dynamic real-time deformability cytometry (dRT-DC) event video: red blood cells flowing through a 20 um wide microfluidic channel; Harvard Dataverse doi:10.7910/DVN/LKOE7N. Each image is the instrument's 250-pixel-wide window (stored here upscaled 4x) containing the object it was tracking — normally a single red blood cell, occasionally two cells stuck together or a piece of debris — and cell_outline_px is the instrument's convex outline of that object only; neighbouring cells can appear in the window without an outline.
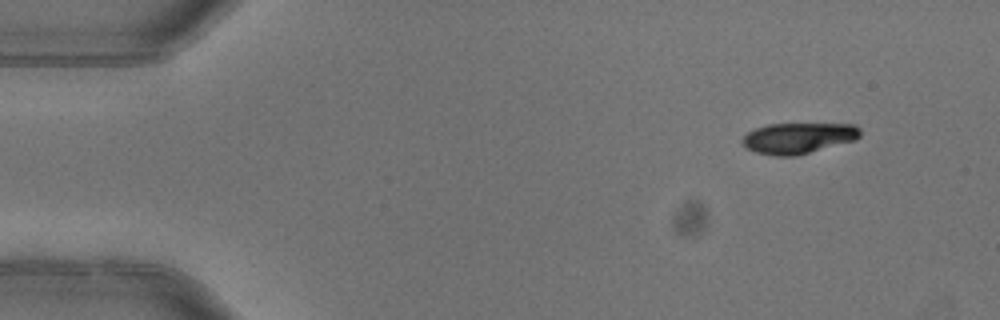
{"species": "common noctule bat (a hibernating species)", "species_latin": "Nyctalus noctula", "temperature_condition": "warm", "stored_images_in_passage": 3, "camera_frame_rate_fps": 3000, "um_per_image_px": 0.085, "animal": {"sex": "female"}, "frame": {"image": 1, "passage_image": 1, "time_ms": 0.0, "image_size_px": [1000, 320], "cell_outline_px": [[860, 136], [856, 140], [796, 156], [776, 156], [756, 152], [748, 148], [740, 140], [748, 132], [756, 128], [768, 124], [856, 124], [860, 128]], "centroid_in_image_um": [67.88, 11.73], "position_along_channel_um": 17.1, "area_um2": 21.15}}
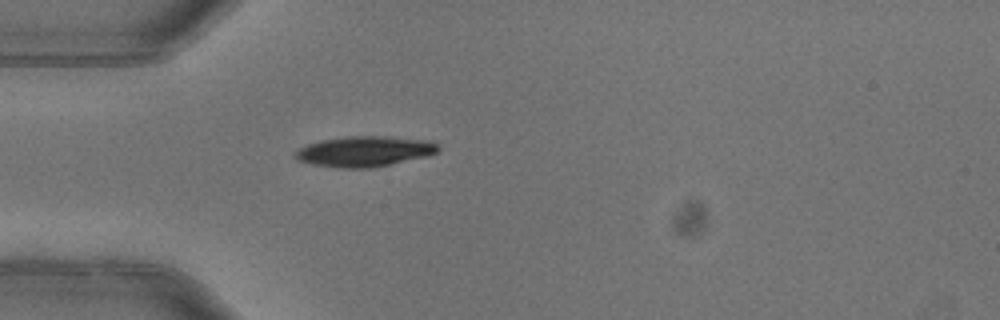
{"frame": {"image": 2, "passage_image": 3, "time_ms": 0.667, "image_size_px": [1000, 320], "cell_outline_px": [[440, 148], [436, 152], [428, 156], [372, 168], [340, 168], [312, 164], [300, 160], [292, 156], [292, 152], [308, 144], [320, 140], [348, 136], [384, 136], [428, 140], [436, 144]], "centroid_in_image_um": [30.96, 12.87], "position_along_channel_um": 54.0, "area_um2": 25.37}}